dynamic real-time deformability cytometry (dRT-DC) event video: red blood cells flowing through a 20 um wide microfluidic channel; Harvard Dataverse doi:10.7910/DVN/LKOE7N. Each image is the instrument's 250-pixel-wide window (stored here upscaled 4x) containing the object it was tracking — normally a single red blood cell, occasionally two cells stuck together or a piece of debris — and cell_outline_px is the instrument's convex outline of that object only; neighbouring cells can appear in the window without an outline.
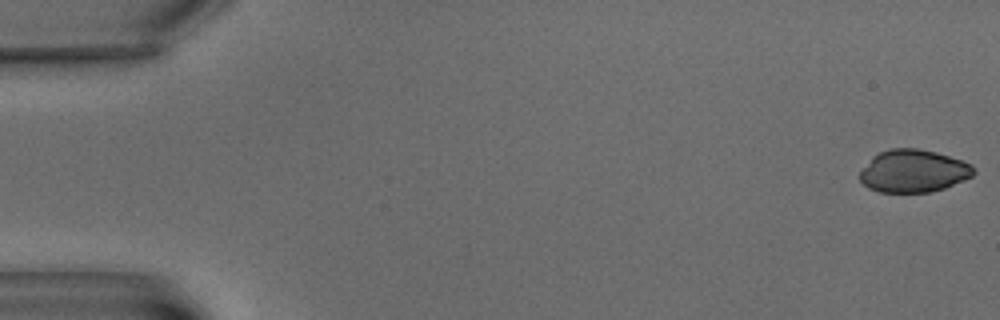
{"species": "common noctule bat (a hibernating species)", "species_latin": "Nyctalus noctula", "temperature_condition": "warm", "stored_images_in_passage": 6, "camera_frame_rate_fps": 3000, "um_per_image_px": 0.085, "animal": {"sex": "male", "body_mass_g": 15.6}, "frame": {"image": 1, "passage_image": 1, "time_ms": 0.0, "image_size_px": [1000, 320], "cell_outline_px": [[976, 172], [972, 176], [964, 180], [944, 188], [932, 192], [880, 192], [868, 188], [860, 180], [860, 172], [872, 156], [880, 152], [892, 148], [916, 148], [936, 152], [972, 164]], "centroid_in_image_um": [77.64, 14.54], "position_along_channel_um": 7.4, "area_um2": 28.21}}
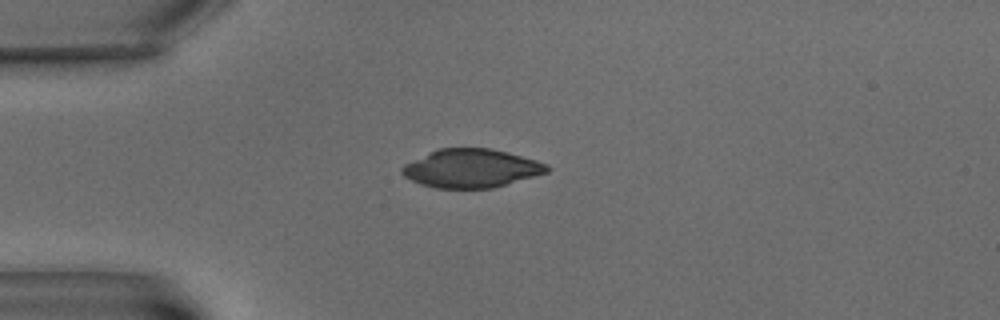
{"frame": {"image": 2, "passage_image": 5, "time_ms": 5.667, "image_size_px": [1000, 320], "cell_outline_px": [[552, 168], [548, 172], [492, 188], [436, 188], [420, 184], [404, 176], [400, 172], [400, 168], [404, 164], [428, 152], [440, 148], [492, 148], [508, 152], [536, 160], [548, 164]], "centroid_in_image_um": [40.05, 14.3], "position_along_channel_um": 45.0, "area_um2": 32.6}}